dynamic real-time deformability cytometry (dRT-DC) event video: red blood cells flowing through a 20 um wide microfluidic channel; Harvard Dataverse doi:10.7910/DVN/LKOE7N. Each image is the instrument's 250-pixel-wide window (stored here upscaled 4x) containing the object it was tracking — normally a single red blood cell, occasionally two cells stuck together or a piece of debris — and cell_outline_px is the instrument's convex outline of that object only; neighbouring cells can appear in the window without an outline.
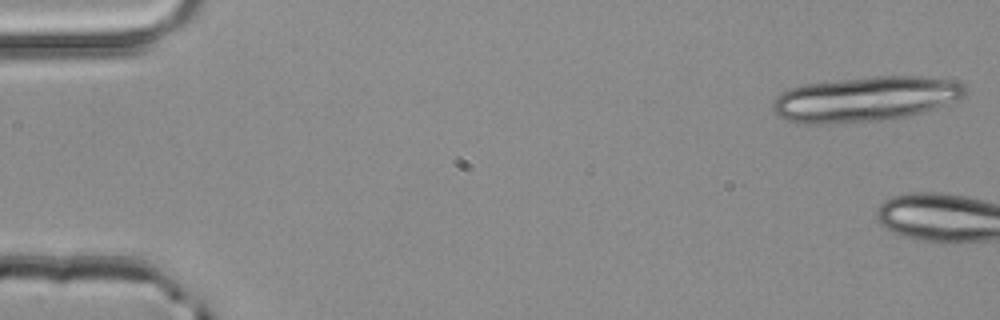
{"species": "common noctule bat (a hibernating species)", "species_latin": "Nyctalus noctula", "temperature_condition": "room temperature", "stored_images_in_passage": 4, "camera_frame_rate_fps": 3000, "um_per_image_px": 0.085, "animal": {"sex": "male", "body_mass_g": 20.4}, "frame": {"image": 1, "passage_image": 1, "time_ms": 0.0, "image_size_px": [1000, 320], "cell_outline_px": [[964, 96], [956, 100], [936, 108], [924, 112], [908, 116], [876, 120], [824, 124], [800, 124], [776, 116], [772, 108], [772, 104], [776, 96], [788, 88], [804, 84], [836, 80], [876, 76], [920, 76], [956, 80], [964, 84]], "centroid_in_image_um": [73.51, 8.41], "position_along_channel_um": 11.5, "area_um2": 50.58}}